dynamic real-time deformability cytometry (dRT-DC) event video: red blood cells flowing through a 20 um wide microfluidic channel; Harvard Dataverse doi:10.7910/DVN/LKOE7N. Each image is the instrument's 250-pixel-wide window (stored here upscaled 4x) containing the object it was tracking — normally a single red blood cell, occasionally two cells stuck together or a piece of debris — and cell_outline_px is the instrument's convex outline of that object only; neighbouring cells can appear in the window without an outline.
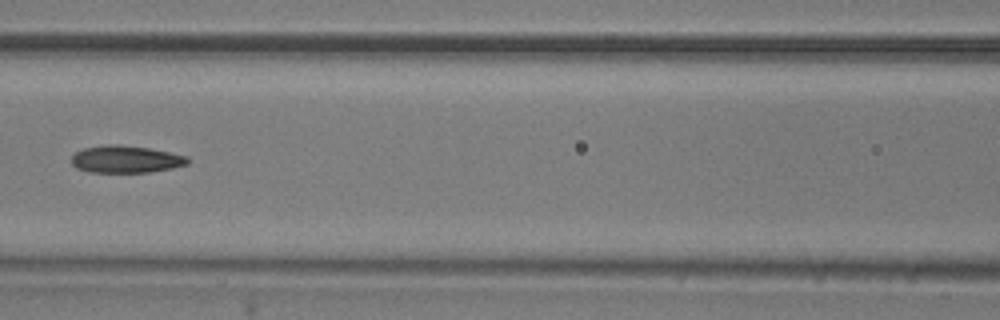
{"species": "common noctule bat (a hibernating species)", "species_latin": "Nyctalus noctula", "temperature_condition": "room temperature", "stored_images_in_passage": 12, "camera_frame_rate_fps": 3000, "um_per_image_px": 0.085, "animal": {"sex": "male", "body_mass_g": 20.5, "forearm_length_mm": 52.5}, "frame": {"image": 1, "passage_image": 3, "time_ms": 0.667, "image_size_px": [1000, 320], "cell_outline_px": [[188, 164], [172, 168], [152, 172], [88, 172], [76, 168], [72, 164], [72, 156], [76, 152], [84, 148], [108, 144], [116, 144], [148, 148], [188, 156]], "centroid_in_image_um": [10.68, 13.54], "position_along_channel_um": 155.9, "area_um2": 18.38}}
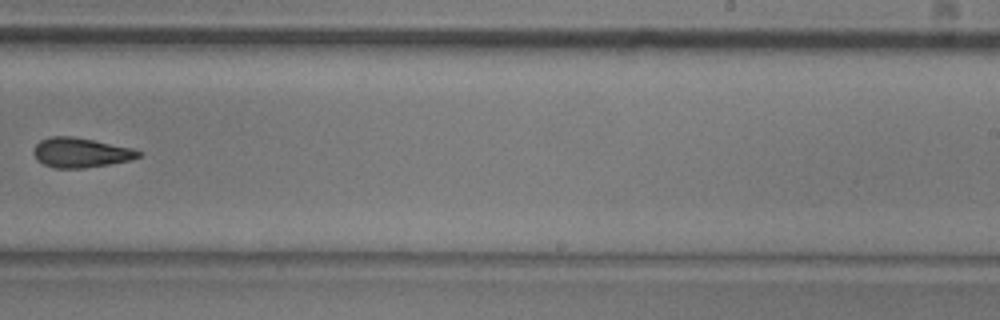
{"frame": {"image": 2, "passage_image": 6, "time_ms": 1.667, "image_size_px": [1000, 320], "cell_outline_px": [[140, 156], [132, 160], [84, 168], [52, 168], [36, 160], [32, 152], [32, 148], [40, 140], [52, 136], [72, 136], [132, 148], [140, 152]], "centroid_in_image_um": [6.8, 12.98], "position_along_channel_um": 282.2, "area_um2": 18.15}}
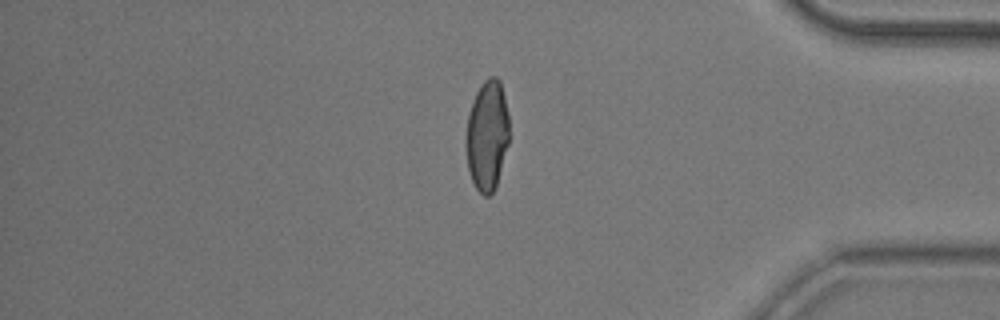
{"frame": {"image": 3, "passage_image": 12, "time_ms": 3.667, "image_size_px": [1000, 320], "cell_outline_px": [[508, 144], [496, 188], [488, 196], [484, 196], [476, 188], [472, 180], [468, 168], [464, 144], [464, 140], [468, 116], [472, 100], [480, 84], [488, 76], [496, 76], [500, 80], [508, 112]], "centroid_in_image_um": [41.39, 11.5], "position_along_channel_um": 393.8, "area_um2": 28.15}}